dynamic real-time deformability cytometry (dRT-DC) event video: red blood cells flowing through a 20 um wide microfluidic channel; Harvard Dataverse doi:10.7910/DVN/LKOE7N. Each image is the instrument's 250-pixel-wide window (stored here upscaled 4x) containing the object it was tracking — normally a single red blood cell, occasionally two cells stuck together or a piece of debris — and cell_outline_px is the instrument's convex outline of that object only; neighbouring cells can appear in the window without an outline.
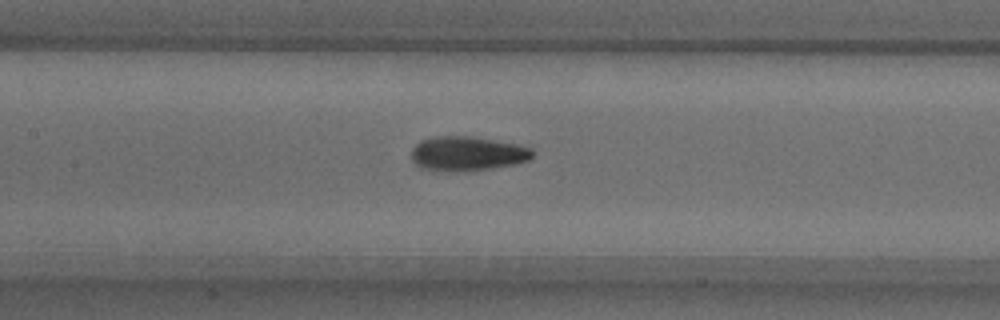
{"species": "common noctule bat (a hibernating species)", "species_latin": "Nyctalus noctula", "temperature_condition": "warm", "stored_images_in_passage": 48, "camera_frame_rate_fps": 3000, "um_per_image_px": 0.085, "animal": {"sex": "male", "body_mass_g": 18.8}, "frame": {"image": 1, "passage_image": 19, "time_ms": 6.0, "image_size_px": [1000, 320], "cell_outline_px": [[532, 156], [528, 160], [516, 164], [492, 168], [448, 172], [420, 168], [412, 160], [412, 148], [420, 140], [436, 136], [472, 136], [516, 144], [532, 148]], "centroid_in_image_um": [39.69, 13.05], "position_along_channel_um": 167.7, "area_um2": 24.28}}
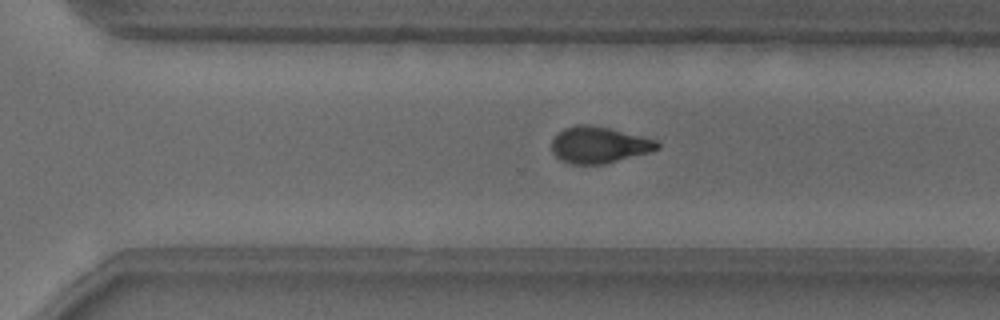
{"frame": {"image": 2, "passage_image": 31, "time_ms": 10.0, "image_size_px": [1000, 320], "cell_outline_px": [[660, 148], [652, 152], [604, 164], [572, 164], [560, 160], [552, 152], [552, 140], [564, 128], [576, 124], [588, 124], [608, 128], [656, 140], [660, 144]], "centroid_in_image_um": [50.92, 12.33], "position_along_channel_um": 319.7, "area_um2": 22.37}}
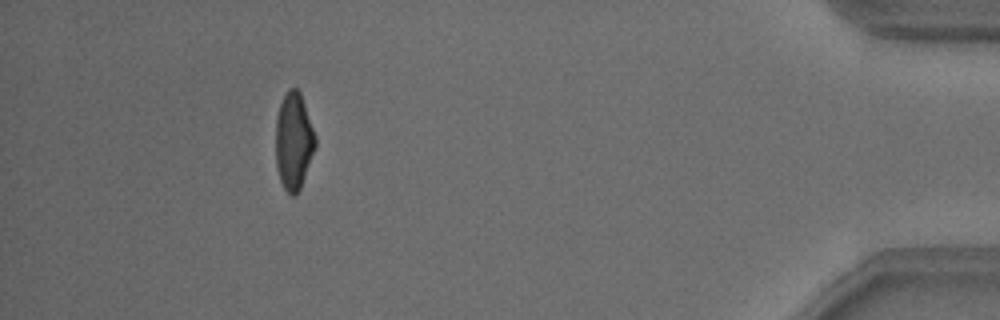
{"frame": {"image": 3, "passage_image": 43, "time_ms": 14.0, "image_size_px": [1000, 320], "cell_outline_px": [[316, 148], [300, 188], [296, 196], [292, 196], [284, 188], [280, 180], [276, 168], [276, 116], [280, 104], [288, 88], [296, 88], [300, 92], [316, 136]], "centroid_in_image_um": [24.96, 12.01], "position_along_channel_um": 410.2, "area_um2": 22.48}, "authors_computed_cell_mechanics": {"area_um2": 23.12, "velocity_mm_per_s": 3.8195, "shape_relaxation_time_tau1_ms": 4.6355, "shape_relaxation_time_tau2_ms": 1.7694, "deformation_change_tau1": 0.1926, "deformation_change_tau2": 0.0809}}